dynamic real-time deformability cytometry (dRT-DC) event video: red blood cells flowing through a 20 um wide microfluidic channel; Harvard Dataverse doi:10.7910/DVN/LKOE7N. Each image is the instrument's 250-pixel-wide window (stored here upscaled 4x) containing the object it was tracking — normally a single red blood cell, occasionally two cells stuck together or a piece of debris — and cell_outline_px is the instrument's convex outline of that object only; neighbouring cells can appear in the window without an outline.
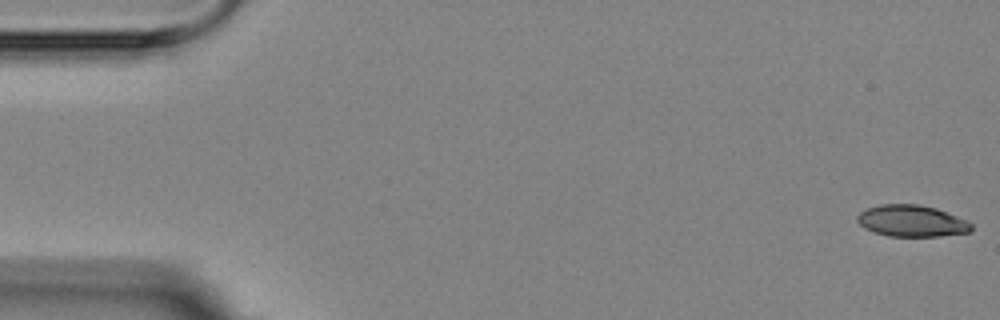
{"species": "Egyptian fruit bat (a non-hibernating species)", "species_latin": "Rousettus aegyptiacus", "temperature_condition": "room temperature", "stored_images_in_passage": 4, "camera_frame_rate_fps": 3000, "um_per_image_px": 0.085, "animal": {"sex": "female"}, "frame": {"image": 1, "passage_image": 1, "time_ms": 0.0, "image_size_px": [1000, 320], "cell_outline_px": [[972, 232], [940, 236], [888, 236], [864, 228], [856, 220], [856, 216], [860, 212], [868, 208], [880, 204], [920, 204], [936, 208], [968, 220], [972, 224]], "centroid_in_image_um": [77.52, 18.77], "position_along_channel_um": 7.5, "area_um2": 21.1}}